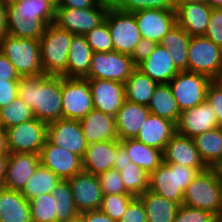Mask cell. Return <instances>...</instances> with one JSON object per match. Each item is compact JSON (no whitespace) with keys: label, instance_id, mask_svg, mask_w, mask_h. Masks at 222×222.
<instances>
[{"label":"cell","instance_id":"obj_24","mask_svg":"<svg viewBox=\"0 0 222 222\" xmlns=\"http://www.w3.org/2000/svg\"><path fill=\"white\" fill-rule=\"evenodd\" d=\"M117 154V139L87 145L82 158L83 171L100 175L114 167Z\"/></svg>","mask_w":222,"mask_h":222},{"label":"cell","instance_id":"obj_64","mask_svg":"<svg viewBox=\"0 0 222 222\" xmlns=\"http://www.w3.org/2000/svg\"><path fill=\"white\" fill-rule=\"evenodd\" d=\"M1 1H5V2L9 3V2H11L13 0H1Z\"/></svg>","mask_w":222,"mask_h":222},{"label":"cell","instance_id":"obj_35","mask_svg":"<svg viewBox=\"0 0 222 222\" xmlns=\"http://www.w3.org/2000/svg\"><path fill=\"white\" fill-rule=\"evenodd\" d=\"M151 114L168 119L175 124L180 117V108L168 83L158 84L148 104Z\"/></svg>","mask_w":222,"mask_h":222},{"label":"cell","instance_id":"obj_59","mask_svg":"<svg viewBox=\"0 0 222 222\" xmlns=\"http://www.w3.org/2000/svg\"><path fill=\"white\" fill-rule=\"evenodd\" d=\"M205 3L211 8H222V0H205Z\"/></svg>","mask_w":222,"mask_h":222},{"label":"cell","instance_id":"obj_23","mask_svg":"<svg viewBox=\"0 0 222 222\" xmlns=\"http://www.w3.org/2000/svg\"><path fill=\"white\" fill-rule=\"evenodd\" d=\"M175 133L174 122L150 113L135 139L164 152L167 143Z\"/></svg>","mask_w":222,"mask_h":222},{"label":"cell","instance_id":"obj_15","mask_svg":"<svg viewBox=\"0 0 222 222\" xmlns=\"http://www.w3.org/2000/svg\"><path fill=\"white\" fill-rule=\"evenodd\" d=\"M40 164L50 169L61 180H69L71 177L83 171L82 158L62 147L54 145L46 140L39 154Z\"/></svg>","mask_w":222,"mask_h":222},{"label":"cell","instance_id":"obj_52","mask_svg":"<svg viewBox=\"0 0 222 222\" xmlns=\"http://www.w3.org/2000/svg\"><path fill=\"white\" fill-rule=\"evenodd\" d=\"M100 0H59L56 8L85 9L94 7Z\"/></svg>","mask_w":222,"mask_h":222},{"label":"cell","instance_id":"obj_56","mask_svg":"<svg viewBox=\"0 0 222 222\" xmlns=\"http://www.w3.org/2000/svg\"><path fill=\"white\" fill-rule=\"evenodd\" d=\"M0 155H9L6 129L0 125Z\"/></svg>","mask_w":222,"mask_h":222},{"label":"cell","instance_id":"obj_49","mask_svg":"<svg viewBox=\"0 0 222 222\" xmlns=\"http://www.w3.org/2000/svg\"><path fill=\"white\" fill-rule=\"evenodd\" d=\"M18 96V81L0 79V109L8 106Z\"/></svg>","mask_w":222,"mask_h":222},{"label":"cell","instance_id":"obj_41","mask_svg":"<svg viewBox=\"0 0 222 222\" xmlns=\"http://www.w3.org/2000/svg\"><path fill=\"white\" fill-rule=\"evenodd\" d=\"M134 197L130 193L103 195L99 210L119 222Z\"/></svg>","mask_w":222,"mask_h":222},{"label":"cell","instance_id":"obj_10","mask_svg":"<svg viewBox=\"0 0 222 222\" xmlns=\"http://www.w3.org/2000/svg\"><path fill=\"white\" fill-rule=\"evenodd\" d=\"M48 123L34 117L6 129L9 153L40 154L47 140Z\"/></svg>","mask_w":222,"mask_h":222},{"label":"cell","instance_id":"obj_42","mask_svg":"<svg viewBox=\"0 0 222 222\" xmlns=\"http://www.w3.org/2000/svg\"><path fill=\"white\" fill-rule=\"evenodd\" d=\"M85 37L93 52L114 51L111 34L106 21L93 28Z\"/></svg>","mask_w":222,"mask_h":222},{"label":"cell","instance_id":"obj_5","mask_svg":"<svg viewBox=\"0 0 222 222\" xmlns=\"http://www.w3.org/2000/svg\"><path fill=\"white\" fill-rule=\"evenodd\" d=\"M73 36L54 23L46 27L39 39L44 75L67 77L68 53Z\"/></svg>","mask_w":222,"mask_h":222},{"label":"cell","instance_id":"obj_4","mask_svg":"<svg viewBox=\"0 0 222 222\" xmlns=\"http://www.w3.org/2000/svg\"><path fill=\"white\" fill-rule=\"evenodd\" d=\"M205 170L163 161L150 173L148 190L180 206L183 204L184 192L188 185L199 172Z\"/></svg>","mask_w":222,"mask_h":222},{"label":"cell","instance_id":"obj_11","mask_svg":"<svg viewBox=\"0 0 222 222\" xmlns=\"http://www.w3.org/2000/svg\"><path fill=\"white\" fill-rule=\"evenodd\" d=\"M92 109L88 79L62 76V118L81 120Z\"/></svg>","mask_w":222,"mask_h":222},{"label":"cell","instance_id":"obj_9","mask_svg":"<svg viewBox=\"0 0 222 222\" xmlns=\"http://www.w3.org/2000/svg\"><path fill=\"white\" fill-rule=\"evenodd\" d=\"M188 71L213 80L222 71V48L204 35L191 36L188 46Z\"/></svg>","mask_w":222,"mask_h":222},{"label":"cell","instance_id":"obj_39","mask_svg":"<svg viewBox=\"0 0 222 222\" xmlns=\"http://www.w3.org/2000/svg\"><path fill=\"white\" fill-rule=\"evenodd\" d=\"M31 222H57V206L52 193L29 200Z\"/></svg>","mask_w":222,"mask_h":222},{"label":"cell","instance_id":"obj_53","mask_svg":"<svg viewBox=\"0 0 222 222\" xmlns=\"http://www.w3.org/2000/svg\"><path fill=\"white\" fill-rule=\"evenodd\" d=\"M79 216L84 220V222H117L112 220L101 210L86 211L80 213Z\"/></svg>","mask_w":222,"mask_h":222},{"label":"cell","instance_id":"obj_20","mask_svg":"<svg viewBox=\"0 0 222 222\" xmlns=\"http://www.w3.org/2000/svg\"><path fill=\"white\" fill-rule=\"evenodd\" d=\"M39 165V154L9 153L4 187L10 190L22 191Z\"/></svg>","mask_w":222,"mask_h":222},{"label":"cell","instance_id":"obj_19","mask_svg":"<svg viewBox=\"0 0 222 222\" xmlns=\"http://www.w3.org/2000/svg\"><path fill=\"white\" fill-rule=\"evenodd\" d=\"M216 127H219V125L215 110L205 100L201 104L180 113L179 120L176 123V132L193 139L199 134Z\"/></svg>","mask_w":222,"mask_h":222},{"label":"cell","instance_id":"obj_43","mask_svg":"<svg viewBox=\"0 0 222 222\" xmlns=\"http://www.w3.org/2000/svg\"><path fill=\"white\" fill-rule=\"evenodd\" d=\"M115 6L131 13L144 9L175 10L173 0H120Z\"/></svg>","mask_w":222,"mask_h":222},{"label":"cell","instance_id":"obj_37","mask_svg":"<svg viewBox=\"0 0 222 222\" xmlns=\"http://www.w3.org/2000/svg\"><path fill=\"white\" fill-rule=\"evenodd\" d=\"M120 171L125 189L135 197L143 194L149 189L150 173L133 162L126 166H114Z\"/></svg>","mask_w":222,"mask_h":222},{"label":"cell","instance_id":"obj_61","mask_svg":"<svg viewBox=\"0 0 222 222\" xmlns=\"http://www.w3.org/2000/svg\"><path fill=\"white\" fill-rule=\"evenodd\" d=\"M102 1L110 6H115L120 0H102Z\"/></svg>","mask_w":222,"mask_h":222},{"label":"cell","instance_id":"obj_1","mask_svg":"<svg viewBox=\"0 0 222 222\" xmlns=\"http://www.w3.org/2000/svg\"><path fill=\"white\" fill-rule=\"evenodd\" d=\"M18 96L37 119L50 123L62 118V76L20 77Z\"/></svg>","mask_w":222,"mask_h":222},{"label":"cell","instance_id":"obj_45","mask_svg":"<svg viewBox=\"0 0 222 222\" xmlns=\"http://www.w3.org/2000/svg\"><path fill=\"white\" fill-rule=\"evenodd\" d=\"M103 195L129 193L123 184L120 171L112 168L97 176Z\"/></svg>","mask_w":222,"mask_h":222},{"label":"cell","instance_id":"obj_33","mask_svg":"<svg viewBox=\"0 0 222 222\" xmlns=\"http://www.w3.org/2000/svg\"><path fill=\"white\" fill-rule=\"evenodd\" d=\"M191 36L178 24L170 30L160 41V45L167 48L179 71H188V46Z\"/></svg>","mask_w":222,"mask_h":222},{"label":"cell","instance_id":"obj_12","mask_svg":"<svg viewBox=\"0 0 222 222\" xmlns=\"http://www.w3.org/2000/svg\"><path fill=\"white\" fill-rule=\"evenodd\" d=\"M135 67L130 55L115 51L93 52L89 73L85 79H106L125 83Z\"/></svg>","mask_w":222,"mask_h":222},{"label":"cell","instance_id":"obj_13","mask_svg":"<svg viewBox=\"0 0 222 222\" xmlns=\"http://www.w3.org/2000/svg\"><path fill=\"white\" fill-rule=\"evenodd\" d=\"M211 82L205 75L180 71L168 84L182 112L206 100V91Z\"/></svg>","mask_w":222,"mask_h":222},{"label":"cell","instance_id":"obj_2","mask_svg":"<svg viewBox=\"0 0 222 222\" xmlns=\"http://www.w3.org/2000/svg\"><path fill=\"white\" fill-rule=\"evenodd\" d=\"M55 11L48 0H13L7 7V33L39 40L46 27L54 23Z\"/></svg>","mask_w":222,"mask_h":222},{"label":"cell","instance_id":"obj_46","mask_svg":"<svg viewBox=\"0 0 222 222\" xmlns=\"http://www.w3.org/2000/svg\"><path fill=\"white\" fill-rule=\"evenodd\" d=\"M204 36L222 48V8H212Z\"/></svg>","mask_w":222,"mask_h":222},{"label":"cell","instance_id":"obj_63","mask_svg":"<svg viewBox=\"0 0 222 222\" xmlns=\"http://www.w3.org/2000/svg\"><path fill=\"white\" fill-rule=\"evenodd\" d=\"M50 1L55 7L58 6L59 0H48Z\"/></svg>","mask_w":222,"mask_h":222},{"label":"cell","instance_id":"obj_51","mask_svg":"<svg viewBox=\"0 0 222 222\" xmlns=\"http://www.w3.org/2000/svg\"><path fill=\"white\" fill-rule=\"evenodd\" d=\"M19 78L20 75L17 73L15 67L7 57L0 52V79H6V81H18Z\"/></svg>","mask_w":222,"mask_h":222},{"label":"cell","instance_id":"obj_30","mask_svg":"<svg viewBox=\"0 0 222 222\" xmlns=\"http://www.w3.org/2000/svg\"><path fill=\"white\" fill-rule=\"evenodd\" d=\"M193 139L204 164L208 168L222 169V127L208 130Z\"/></svg>","mask_w":222,"mask_h":222},{"label":"cell","instance_id":"obj_17","mask_svg":"<svg viewBox=\"0 0 222 222\" xmlns=\"http://www.w3.org/2000/svg\"><path fill=\"white\" fill-rule=\"evenodd\" d=\"M68 182L79 213L99 210L103 192L96 175L82 171L71 177Z\"/></svg>","mask_w":222,"mask_h":222},{"label":"cell","instance_id":"obj_26","mask_svg":"<svg viewBox=\"0 0 222 222\" xmlns=\"http://www.w3.org/2000/svg\"><path fill=\"white\" fill-rule=\"evenodd\" d=\"M175 11L177 24L190 36L205 34L212 11L205 2L181 5Z\"/></svg>","mask_w":222,"mask_h":222},{"label":"cell","instance_id":"obj_62","mask_svg":"<svg viewBox=\"0 0 222 222\" xmlns=\"http://www.w3.org/2000/svg\"><path fill=\"white\" fill-rule=\"evenodd\" d=\"M69 222H84V220L80 216H77L76 218L70 220Z\"/></svg>","mask_w":222,"mask_h":222},{"label":"cell","instance_id":"obj_38","mask_svg":"<svg viewBox=\"0 0 222 222\" xmlns=\"http://www.w3.org/2000/svg\"><path fill=\"white\" fill-rule=\"evenodd\" d=\"M52 195L57 206V222H69L79 216L68 180H60L53 188Z\"/></svg>","mask_w":222,"mask_h":222},{"label":"cell","instance_id":"obj_57","mask_svg":"<svg viewBox=\"0 0 222 222\" xmlns=\"http://www.w3.org/2000/svg\"><path fill=\"white\" fill-rule=\"evenodd\" d=\"M9 155H0V189L4 188V181Z\"/></svg>","mask_w":222,"mask_h":222},{"label":"cell","instance_id":"obj_55","mask_svg":"<svg viewBox=\"0 0 222 222\" xmlns=\"http://www.w3.org/2000/svg\"><path fill=\"white\" fill-rule=\"evenodd\" d=\"M7 7L8 3L0 0V40L8 35L7 33Z\"/></svg>","mask_w":222,"mask_h":222},{"label":"cell","instance_id":"obj_8","mask_svg":"<svg viewBox=\"0 0 222 222\" xmlns=\"http://www.w3.org/2000/svg\"><path fill=\"white\" fill-rule=\"evenodd\" d=\"M109 6L100 0L92 8H56L54 24L74 35H86L105 21Z\"/></svg>","mask_w":222,"mask_h":222},{"label":"cell","instance_id":"obj_32","mask_svg":"<svg viewBox=\"0 0 222 222\" xmlns=\"http://www.w3.org/2000/svg\"><path fill=\"white\" fill-rule=\"evenodd\" d=\"M158 84V82L152 80L148 75L135 67L130 77L124 83L125 100L148 106Z\"/></svg>","mask_w":222,"mask_h":222},{"label":"cell","instance_id":"obj_29","mask_svg":"<svg viewBox=\"0 0 222 222\" xmlns=\"http://www.w3.org/2000/svg\"><path fill=\"white\" fill-rule=\"evenodd\" d=\"M92 54L85 35H74L68 53L67 77L85 78L89 73Z\"/></svg>","mask_w":222,"mask_h":222},{"label":"cell","instance_id":"obj_48","mask_svg":"<svg viewBox=\"0 0 222 222\" xmlns=\"http://www.w3.org/2000/svg\"><path fill=\"white\" fill-rule=\"evenodd\" d=\"M206 100L215 110L218 125L222 126V89L213 81L207 88Z\"/></svg>","mask_w":222,"mask_h":222},{"label":"cell","instance_id":"obj_54","mask_svg":"<svg viewBox=\"0 0 222 222\" xmlns=\"http://www.w3.org/2000/svg\"><path fill=\"white\" fill-rule=\"evenodd\" d=\"M132 161L130 160L129 156L127 155L126 150L120 144V140L117 139V154L115 157L114 166H126Z\"/></svg>","mask_w":222,"mask_h":222},{"label":"cell","instance_id":"obj_31","mask_svg":"<svg viewBox=\"0 0 222 222\" xmlns=\"http://www.w3.org/2000/svg\"><path fill=\"white\" fill-rule=\"evenodd\" d=\"M120 144L126 150L130 160L148 173L155 171L164 161L163 151L147 146L135 138L120 140Z\"/></svg>","mask_w":222,"mask_h":222},{"label":"cell","instance_id":"obj_22","mask_svg":"<svg viewBox=\"0 0 222 222\" xmlns=\"http://www.w3.org/2000/svg\"><path fill=\"white\" fill-rule=\"evenodd\" d=\"M87 144L118 139L115 117L92 109L79 120Z\"/></svg>","mask_w":222,"mask_h":222},{"label":"cell","instance_id":"obj_6","mask_svg":"<svg viewBox=\"0 0 222 222\" xmlns=\"http://www.w3.org/2000/svg\"><path fill=\"white\" fill-rule=\"evenodd\" d=\"M0 52L12 63L20 77L44 75L38 39L6 35L0 40Z\"/></svg>","mask_w":222,"mask_h":222},{"label":"cell","instance_id":"obj_14","mask_svg":"<svg viewBox=\"0 0 222 222\" xmlns=\"http://www.w3.org/2000/svg\"><path fill=\"white\" fill-rule=\"evenodd\" d=\"M47 140L81 158L88 145L79 120L64 118L48 123Z\"/></svg>","mask_w":222,"mask_h":222},{"label":"cell","instance_id":"obj_3","mask_svg":"<svg viewBox=\"0 0 222 222\" xmlns=\"http://www.w3.org/2000/svg\"><path fill=\"white\" fill-rule=\"evenodd\" d=\"M183 205L210 211L222 219V169L199 172L184 192Z\"/></svg>","mask_w":222,"mask_h":222},{"label":"cell","instance_id":"obj_60","mask_svg":"<svg viewBox=\"0 0 222 222\" xmlns=\"http://www.w3.org/2000/svg\"><path fill=\"white\" fill-rule=\"evenodd\" d=\"M212 81L222 89V71Z\"/></svg>","mask_w":222,"mask_h":222},{"label":"cell","instance_id":"obj_16","mask_svg":"<svg viewBox=\"0 0 222 222\" xmlns=\"http://www.w3.org/2000/svg\"><path fill=\"white\" fill-rule=\"evenodd\" d=\"M142 38L160 43L177 25L175 10L144 9L134 13Z\"/></svg>","mask_w":222,"mask_h":222},{"label":"cell","instance_id":"obj_18","mask_svg":"<svg viewBox=\"0 0 222 222\" xmlns=\"http://www.w3.org/2000/svg\"><path fill=\"white\" fill-rule=\"evenodd\" d=\"M93 108L113 117L125 101L124 83L106 79H88Z\"/></svg>","mask_w":222,"mask_h":222},{"label":"cell","instance_id":"obj_50","mask_svg":"<svg viewBox=\"0 0 222 222\" xmlns=\"http://www.w3.org/2000/svg\"><path fill=\"white\" fill-rule=\"evenodd\" d=\"M158 43L141 38L139 43L135 46L134 52L131 55V60L135 66L148 58L153 52Z\"/></svg>","mask_w":222,"mask_h":222},{"label":"cell","instance_id":"obj_7","mask_svg":"<svg viewBox=\"0 0 222 222\" xmlns=\"http://www.w3.org/2000/svg\"><path fill=\"white\" fill-rule=\"evenodd\" d=\"M105 21L111 34L113 50L131 56L142 38L134 13L109 6Z\"/></svg>","mask_w":222,"mask_h":222},{"label":"cell","instance_id":"obj_36","mask_svg":"<svg viewBox=\"0 0 222 222\" xmlns=\"http://www.w3.org/2000/svg\"><path fill=\"white\" fill-rule=\"evenodd\" d=\"M60 180L50 169L40 164L34 174L28 179L21 193L29 201L41 194L52 193L53 188Z\"/></svg>","mask_w":222,"mask_h":222},{"label":"cell","instance_id":"obj_25","mask_svg":"<svg viewBox=\"0 0 222 222\" xmlns=\"http://www.w3.org/2000/svg\"><path fill=\"white\" fill-rule=\"evenodd\" d=\"M136 67L159 84L169 83L180 72L175 67L168 49L160 44Z\"/></svg>","mask_w":222,"mask_h":222},{"label":"cell","instance_id":"obj_40","mask_svg":"<svg viewBox=\"0 0 222 222\" xmlns=\"http://www.w3.org/2000/svg\"><path fill=\"white\" fill-rule=\"evenodd\" d=\"M34 118L32 109L17 96L8 106L0 109L1 125L7 129Z\"/></svg>","mask_w":222,"mask_h":222},{"label":"cell","instance_id":"obj_27","mask_svg":"<svg viewBox=\"0 0 222 222\" xmlns=\"http://www.w3.org/2000/svg\"><path fill=\"white\" fill-rule=\"evenodd\" d=\"M149 114L147 106L125 100L115 116L118 139L135 138Z\"/></svg>","mask_w":222,"mask_h":222},{"label":"cell","instance_id":"obj_47","mask_svg":"<svg viewBox=\"0 0 222 222\" xmlns=\"http://www.w3.org/2000/svg\"><path fill=\"white\" fill-rule=\"evenodd\" d=\"M119 222H147L146 212L139 197H134Z\"/></svg>","mask_w":222,"mask_h":222},{"label":"cell","instance_id":"obj_44","mask_svg":"<svg viewBox=\"0 0 222 222\" xmlns=\"http://www.w3.org/2000/svg\"><path fill=\"white\" fill-rule=\"evenodd\" d=\"M219 218L210 211L180 205L174 222H218Z\"/></svg>","mask_w":222,"mask_h":222},{"label":"cell","instance_id":"obj_28","mask_svg":"<svg viewBox=\"0 0 222 222\" xmlns=\"http://www.w3.org/2000/svg\"><path fill=\"white\" fill-rule=\"evenodd\" d=\"M0 220L2 222H31L29 201L21 191L0 189Z\"/></svg>","mask_w":222,"mask_h":222},{"label":"cell","instance_id":"obj_58","mask_svg":"<svg viewBox=\"0 0 222 222\" xmlns=\"http://www.w3.org/2000/svg\"><path fill=\"white\" fill-rule=\"evenodd\" d=\"M173 2L176 9L178 6H181V5H186L190 3H202V2H205V0H173Z\"/></svg>","mask_w":222,"mask_h":222},{"label":"cell","instance_id":"obj_34","mask_svg":"<svg viewBox=\"0 0 222 222\" xmlns=\"http://www.w3.org/2000/svg\"><path fill=\"white\" fill-rule=\"evenodd\" d=\"M144 205L147 222H174L179 205L150 190L138 196Z\"/></svg>","mask_w":222,"mask_h":222},{"label":"cell","instance_id":"obj_21","mask_svg":"<svg viewBox=\"0 0 222 222\" xmlns=\"http://www.w3.org/2000/svg\"><path fill=\"white\" fill-rule=\"evenodd\" d=\"M165 163L189 166L194 169H207L201 160L194 139L175 133L163 152Z\"/></svg>","mask_w":222,"mask_h":222}]
</instances>
